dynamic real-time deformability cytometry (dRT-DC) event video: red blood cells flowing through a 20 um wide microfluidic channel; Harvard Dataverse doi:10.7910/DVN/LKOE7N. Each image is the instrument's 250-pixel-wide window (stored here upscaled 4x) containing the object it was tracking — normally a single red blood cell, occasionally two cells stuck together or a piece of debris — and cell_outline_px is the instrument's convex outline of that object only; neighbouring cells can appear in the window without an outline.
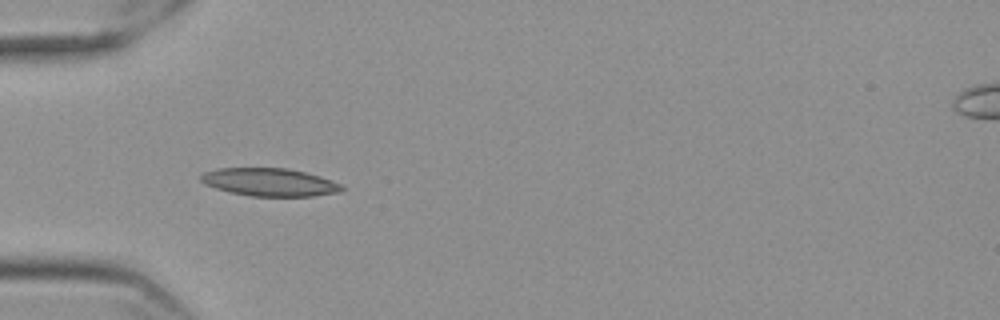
{"species": "Egyptian fruit bat (a non-hibernating species)", "species_latin": "Rousettus aegyptiacus", "temperature_condition": "cold", "stored_images_in_passage": 9, "camera_frame_rate_fps": 3000, "um_per_image_px": 0.085, "frame": {"image": 1, "passage_image": 6, "time_ms": 1.667, "image_size_px": [1000, 320], "cell_outline_px": [[344, 188], [336, 192], [312, 196], [248, 196], [228, 192], [204, 184], [200, 180], [200, 176], [204, 172], [216, 168], [288, 168], [320, 176], [340, 184]], "centroid_in_image_um": [22.85, 15.48], "position_along_channel_um": 62.2, "area_um2": 22.83}}
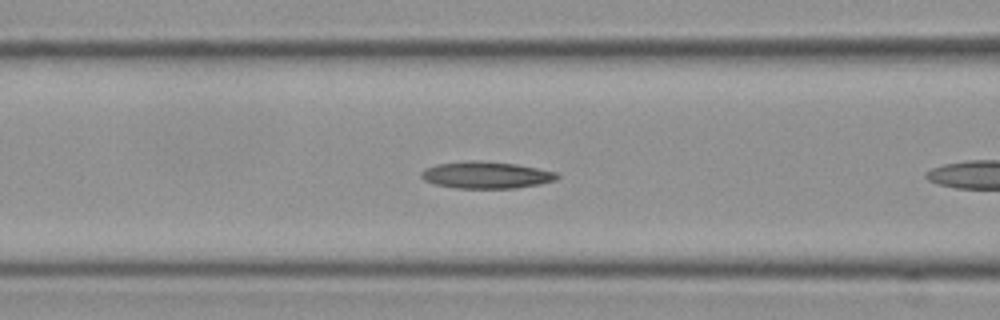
{"frame": {"image": 2, "passage_image": 8, "time_ms": 2.333, "image_size_px": [1000, 320], "cell_outline_px": [[560, 176], [556, 180], [540, 184], [516, 188], [456, 188], [436, 184], [424, 180], [420, 176], [420, 172], [424, 168], [436, 164], [472, 160], [480, 160], [516, 164], [556, 172]], "centroid_in_image_um": [41.31, 14.87], "position_along_channel_um": 125.3, "area_um2": 21.33}}